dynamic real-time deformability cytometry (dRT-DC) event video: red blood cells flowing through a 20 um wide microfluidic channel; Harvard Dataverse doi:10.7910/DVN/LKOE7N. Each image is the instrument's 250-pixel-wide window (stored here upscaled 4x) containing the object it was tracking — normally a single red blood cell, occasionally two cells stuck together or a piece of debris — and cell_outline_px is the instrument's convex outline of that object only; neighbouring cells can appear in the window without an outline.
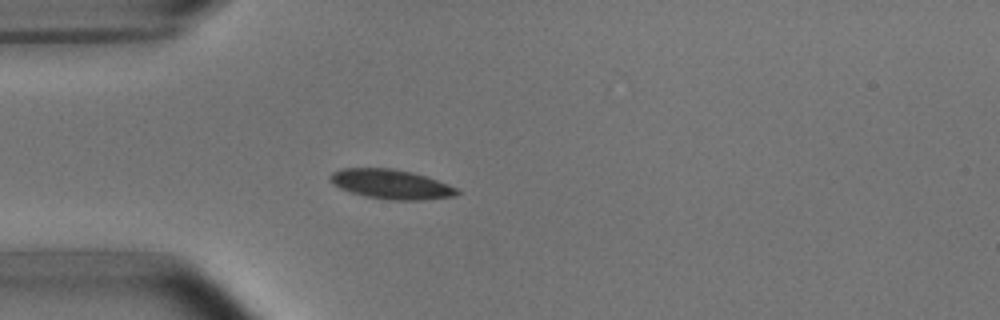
{"species": "common noctule bat (a hibernating species)", "species_latin": "Nyctalus noctula", "temperature_condition": "room temperature", "stored_images_in_passage": 3, "camera_frame_rate_fps": 3000, "um_per_image_px": 0.085, "animal": {"sex": "male", "body_mass_g": 15.6}, "frame": {"image": 1, "passage_image": 3, "time_ms": 3.333, "image_size_px": [1000, 320], "cell_outline_px": [[460, 192], [456, 196], [424, 200], [388, 200], [364, 196], [340, 188], [332, 184], [328, 180], [328, 176], [332, 172], [340, 168], [392, 168], [412, 172], [428, 176], [460, 188]], "centroid_in_image_um": [33.27, 15.65], "position_along_channel_um": 51.7, "area_um2": 22.31}}